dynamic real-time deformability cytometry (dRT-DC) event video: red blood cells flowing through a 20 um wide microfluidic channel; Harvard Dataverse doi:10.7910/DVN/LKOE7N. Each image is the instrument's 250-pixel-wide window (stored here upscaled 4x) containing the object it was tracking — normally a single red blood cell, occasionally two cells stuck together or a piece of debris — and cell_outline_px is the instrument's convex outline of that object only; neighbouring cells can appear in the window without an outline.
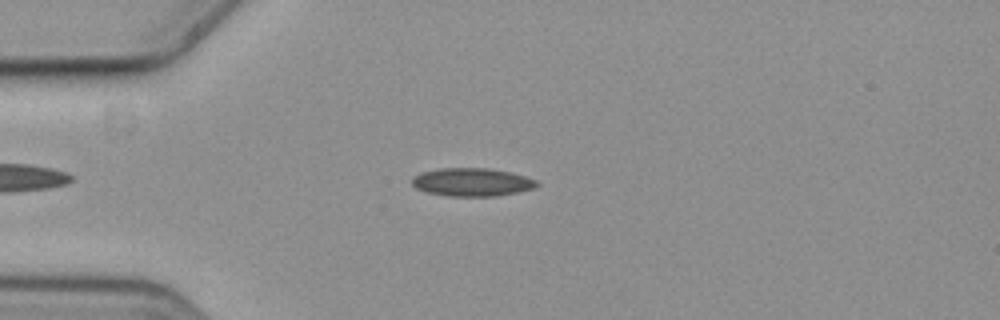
{"species": "common noctule bat (a hibernating species)", "species_latin": "Nyctalus noctula", "temperature_condition": "cold", "stored_images_in_passage": 52, "camera_frame_rate_fps": 3000, "um_per_image_px": 0.085, "animal": {"sex": "female", "body_mass_g": 19.3, "forearm_length_mm": 54.1}, "frame": {"image": 1, "passage_image": 10, "time_ms": 3.0, "image_size_px": [1000, 320], "cell_outline_px": [[540, 184], [532, 188], [516, 192], [496, 196], [448, 196], [428, 192], [416, 188], [412, 184], [412, 180], [416, 176], [424, 172], [440, 168], [488, 168], [508, 172], [524, 176], [536, 180]], "centroid_in_image_um": [40.12, 15.48], "position_along_channel_um": 44.9, "area_um2": 20.11}}
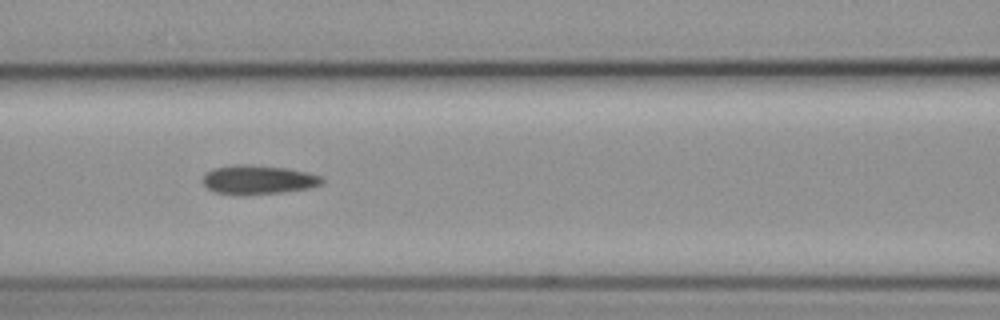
{"frame": {"image": 2, "passage_image": 20, "time_ms": 6.333, "image_size_px": [1000, 320], "cell_outline_px": [[324, 180], [320, 184], [308, 188], [280, 192], [244, 196], [236, 196], [216, 192], [208, 188], [204, 184], [204, 176], [212, 168], [236, 164], [248, 164], [288, 168], [308, 172], [320, 176]], "centroid_in_image_um": [21.92, 15.28], "position_along_channel_um": 144.7, "area_um2": 20.29}}
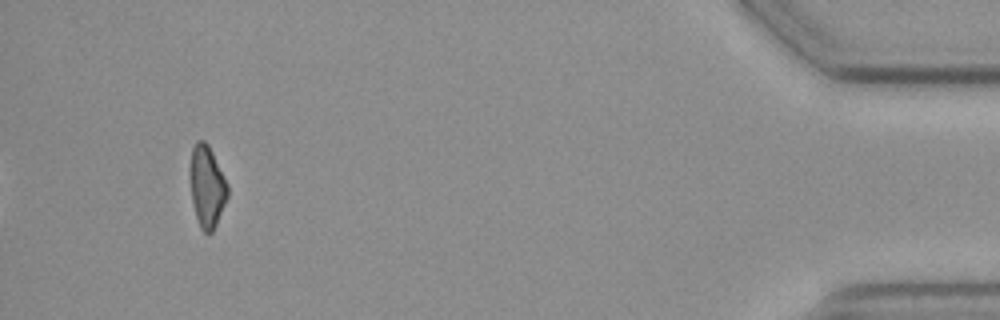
{"frame": {"image": 3, "passage_image": 49, "time_ms": 16.0, "image_size_px": [1000, 320], "cell_outline_px": [[228, 196], [216, 224], [212, 232], [204, 232], [200, 228], [196, 216], [192, 200], [188, 172], [188, 168], [192, 148], [196, 140], [204, 140], [208, 144], [228, 184]], "centroid_in_image_um": [17.56, 15.8], "position_along_channel_um": 417.6, "area_um2": 18.03}}